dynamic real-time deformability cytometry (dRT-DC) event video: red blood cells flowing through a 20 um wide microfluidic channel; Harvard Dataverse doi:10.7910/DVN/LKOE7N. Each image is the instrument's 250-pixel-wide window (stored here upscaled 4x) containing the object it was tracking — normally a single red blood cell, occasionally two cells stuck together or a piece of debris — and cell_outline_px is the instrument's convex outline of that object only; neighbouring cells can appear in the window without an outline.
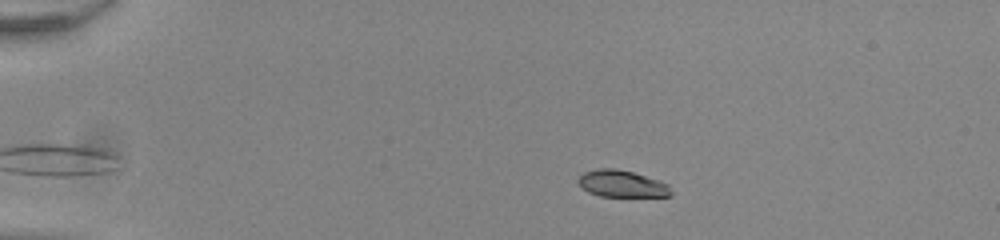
{"species": "common noctule bat (a hibernating species)", "species_latin": "Nyctalus noctula", "temperature_condition": "room temperature", "stored_images_in_passage": 12, "camera_frame_rate_fps": 3000, "um_per_image_px": 0.085, "animal": {"sex": "male", "body_mass_g": 20.0, "forearm_length_mm": 53.3}, "frame": {"image": 1, "passage_image": 4, "time_ms": 1.0, "image_size_px": [1000, 240], "cell_outline_px": [[672, 196], [600, 196], [588, 192], [576, 180], [584, 172], [600, 168], [616, 168], [632, 172], [668, 184], [672, 192]], "centroid_in_image_um": [52.85, 15.62], "position_along_channel_um": 32.2, "area_um2": 14.28}}